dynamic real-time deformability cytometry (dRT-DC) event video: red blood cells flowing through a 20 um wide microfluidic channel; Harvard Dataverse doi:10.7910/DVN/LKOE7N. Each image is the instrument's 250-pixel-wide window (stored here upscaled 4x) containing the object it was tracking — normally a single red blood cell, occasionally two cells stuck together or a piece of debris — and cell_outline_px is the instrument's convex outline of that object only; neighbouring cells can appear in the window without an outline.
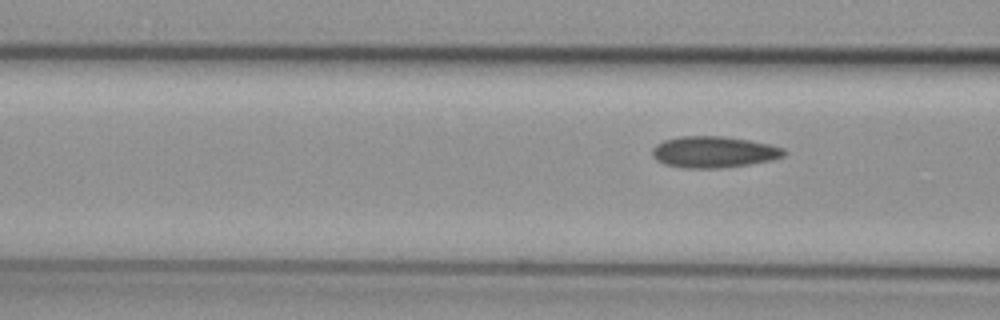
{"species": "common noctule bat (a hibernating species)", "species_latin": "Nyctalus noctula", "temperature_condition": "cold", "stored_images_in_passage": 8, "segment_of_instrument_passage": [2, 2], "camera_frame_rate_fps": 3000, "um_per_image_px": 0.085, "animal": {"sex": "female", "body_mass_g": 29.2, "forearm_length_mm": 56.3}, "frame": {"image": 1, "passage_image": 8, "time_ms": 11.0, "image_size_px": [1000, 320], "cell_outline_px": [[788, 152], [784, 156], [772, 160], [724, 168], [680, 168], [664, 164], [656, 160], [652, 156], [652, 148], [656, 144], [664, 140], [680, 136], [724, 136], [748, 140], [768, 144], [784, 148]], "centroid_in_image_um": [60.65, 12.92], "position_along_channel_um": 105.9, "area_um2": 24.28}}